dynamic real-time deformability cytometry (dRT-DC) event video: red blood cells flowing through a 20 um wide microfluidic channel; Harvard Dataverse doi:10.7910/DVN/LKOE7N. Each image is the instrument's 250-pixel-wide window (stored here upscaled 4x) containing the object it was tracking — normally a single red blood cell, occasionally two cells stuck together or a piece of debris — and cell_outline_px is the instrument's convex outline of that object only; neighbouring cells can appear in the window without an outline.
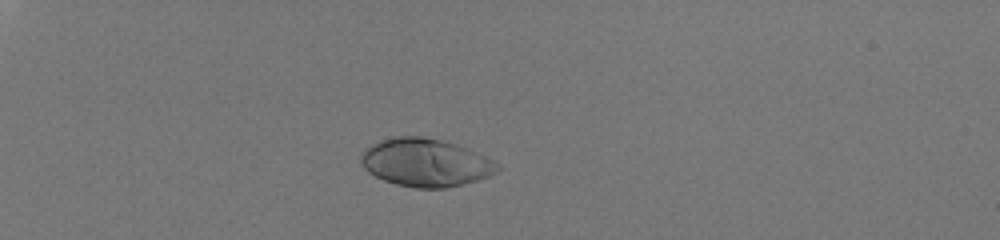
{"species": "human", "species_latin": "Homo sapiens", "temperature_condition": "room temperature", "stored_images_in_passage": 33, "camera_frame_rate_fps": 3000, "um_per_image_px": 0.085, "donor": {"sex": "male"}, "frame": {"image": 1, "passage_image": 1, "time_ms": 0.0, "image_size_px": [1000, 240], "cell_outline_px": [[504, 168], [488, 176], [476, 180], [444, 188], [416, 188], [396, 184], [384, 180], [368, 172], [360, 164], [360, 156], [372, 144], [380, 140], [396, 136], [420, 136], [440, 140], [456, 144], [476, 152], [500, 164]], "centroid_in_image_um": [36.17, 13.82], "position_along_channel_um": 48.8, "area_um2": 37.92}}
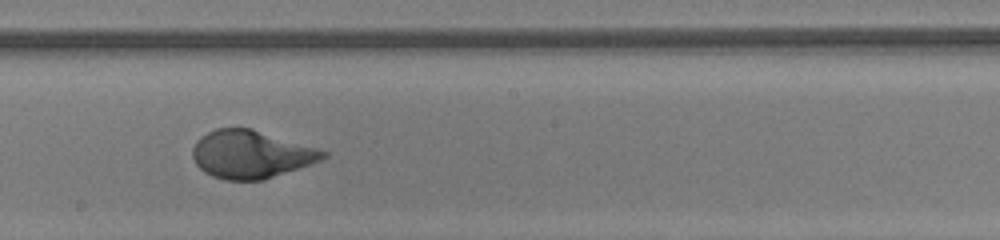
{"frame": {"image": 2, "passage_image": 19, "time_ms": 6.0, "image_size_px": [1000, 240], "cell_outline_px": [[328, 156], [320, 160], [264, 180], [224, 180], [212, 176], [204, 172], [196, 164], [192, 156], [192, 148], [196, 140], [200, 136], [216, 128], [252, 128], [316, 148], [328, 152]], "centroid_in_image_um": [21.28, 13.12], "position_along_channel_um": 226.9, "area_um2": 36.24}}
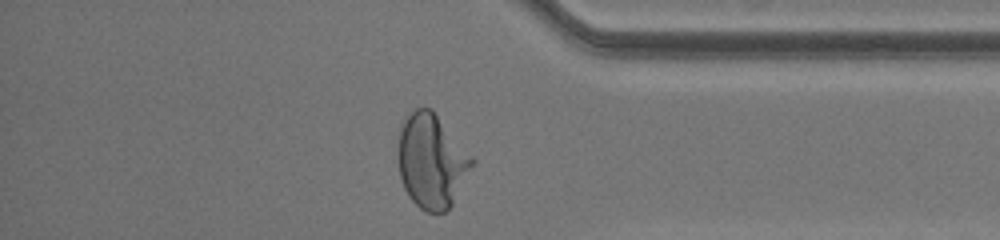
{"frame": {"image": 3, "passage_image": 32, "time_ms": 10.333, "image_size_px": [1000, 240], "cell_outline_px": [[476, 160], [452, 204], [444, 212], [424, 212], [408, 196], [404, 188], [400, 176], [396, 156], [396, 152], [400, 120], [404, 116], [416, 108], [432, 108]], "centroid_in_image_um": [36.64, 13.64], "position_along_channel_um": 398.6, "area_um2": 41.27}, "authors_computed_cell_mechanics": {"area_um2": 36.5874, "velocity_mm_per_s": 4.0856, "shape_relaxation_time_tau1_ms": 3.3912, "shape_relaxation_time_tau2_ms": null, "deformation_change_tau1": 0.2011, "deformation_change_tau2": null}}